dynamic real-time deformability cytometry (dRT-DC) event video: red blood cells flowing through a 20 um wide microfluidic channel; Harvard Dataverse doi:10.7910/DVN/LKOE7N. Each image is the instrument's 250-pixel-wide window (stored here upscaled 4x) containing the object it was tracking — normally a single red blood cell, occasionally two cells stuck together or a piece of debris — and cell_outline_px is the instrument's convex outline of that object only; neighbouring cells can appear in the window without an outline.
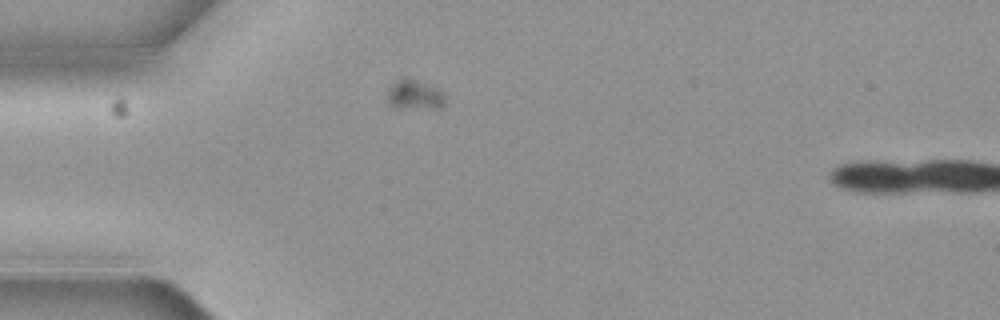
{"species": "common noctule bat (a hibernating species)", "species_latin": "Nyctalus noctula", "temperature_condition": "cold", "stored_images_in_passage": 3, "camera_frame_rate_fps": 3000, "um_per_image_px": 0.085, "animal": {"sex": "female", "body_mass_g": 19.3, "forearm_length_mm": 54.1}, "frame": {"image": 1, "passage_image": 2, "time_ms": 0.333, "image_size_px": [1000, 320], "cell_outline_px": [[444, 104], [440, 108], [392, 108], [388, 104], [388, 88], [396, 80], [404, 76], [416, 80], [436, 88], [444, 96]], "centroid_in_image_um": [35.17, 8.06], "position_along_channel_um": 49.8, "area_um2": 10.0}}